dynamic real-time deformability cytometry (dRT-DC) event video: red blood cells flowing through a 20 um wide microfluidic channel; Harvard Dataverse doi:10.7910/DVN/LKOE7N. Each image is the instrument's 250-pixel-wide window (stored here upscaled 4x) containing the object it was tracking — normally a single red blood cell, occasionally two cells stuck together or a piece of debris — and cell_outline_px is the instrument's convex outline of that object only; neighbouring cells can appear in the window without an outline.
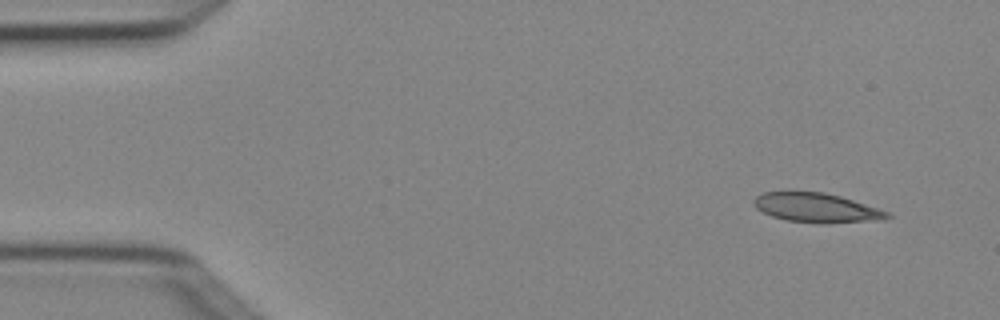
{"species": "Egyptian fruit bat (a non-hibernating species)", "species_latin": "Rousettus aegyptiacus", "temperature_condition": "cold", "stored_images_in_passage": 5, "camera_frame_rate_fps": 3000, "um_per_image_px": 0.085, "animal": {"sex": "female"}, "frame": {"image": 1, "passage_image": 1, "time_ms": 0.0, "image_size_px": [1000, 320], "cell_outline_px": [[892, 216], [884, 220], [828, 224], [820, 224], [788, 220], [772, 216], [756, 208], [752, 204], [752, 200], [756, 196], [764, 192], [824, 192], [840, 196], [888, 212]], "centroid_in_image_um": [69.41, 17.68], "position_along_channel_um": 15.6, "area_um2": 22.83}}
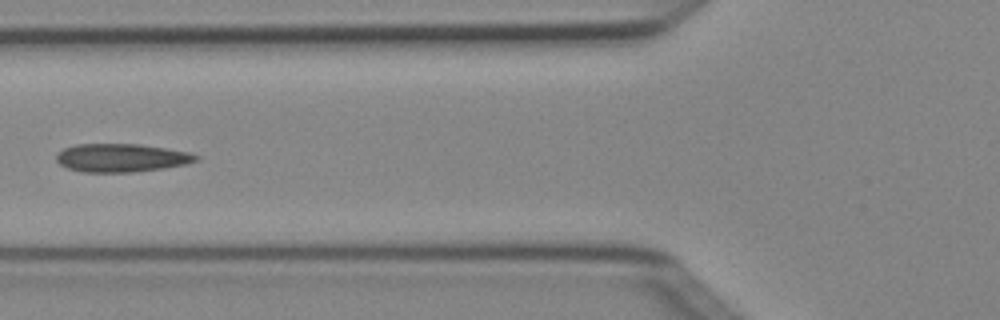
{"frame": {"image": 2, "passage_image": 4, "time_ms": 1.0, "image_size_px": [1000, 320], "cell_outline_px": [[200, 160], [188, 164], [164, 168], [132, 172], [80, 172], [68, 168], [60, 164], [56, 160], [56, 156], [64, 148], [76, 144], [140, 144], [188, 152], [200, 156]], "centroid_in_image_um": [10.35, 13.42], "position_along_channel_um": 115.5, "area_um2": 23.06}}
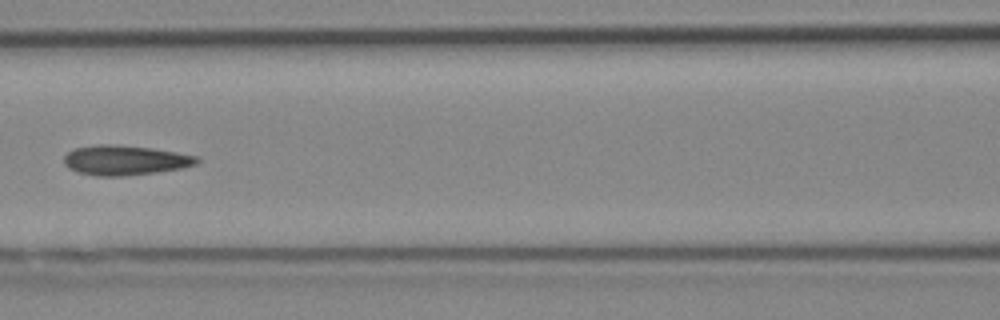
{"frame": {"image": 3, "passage_image": 5, "time_ms": 1.333, "image_size_px": [1000, 320], "cell_outline_px": [[200, 160], [196, 164], [180, 168], [156, 172], [124, 176], [96, 176], [76, 172], [68, 168], [64, 164], [64, 156], [68, 152], [76, 148], [100, 144], [108, 144], [152, 148], [176, 152], [196, 156]], "centroid_in_image_um": [10.59, 13.62], "position_along_channel_um": 156.0, "area_um2": 22.95}}